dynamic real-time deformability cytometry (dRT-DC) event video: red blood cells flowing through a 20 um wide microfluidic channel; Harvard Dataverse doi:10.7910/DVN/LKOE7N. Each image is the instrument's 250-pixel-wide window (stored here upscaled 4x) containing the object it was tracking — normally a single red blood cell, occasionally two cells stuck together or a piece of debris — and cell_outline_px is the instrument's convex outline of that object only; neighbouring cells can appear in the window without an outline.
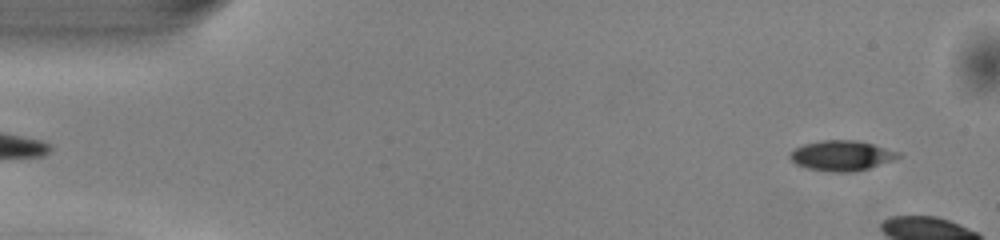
{"species": "common noctule bat (a hibernating species)", "species_latin": "Nyctalus noctula", "temperature_condition": "warm", "stored_images_in_passage": 9, "camera_frame_rate_fps": 3000, "um_per_image_px": 0.085, "animal": {"sex": "male", "body_mass_g": 13.0, "forearm_length_mm": 53.1}, "frame": {"image": 1, "passage_image": 3, "time_ms": 0.667, "image_size_px": [1000, 240], "cell_outline_px": [[900, 156], [892, 160], [856, 172], [828, 172], [808, 168], [796, 164], [788, 156], [796, 148], [804, 144], [820, 140], [856, 140], [872, 144], [900, 152]], "centroid_in_image_um": [71.52, 13.23], "position_along_channel_um": 13.5, "area_um2": 18.9}}